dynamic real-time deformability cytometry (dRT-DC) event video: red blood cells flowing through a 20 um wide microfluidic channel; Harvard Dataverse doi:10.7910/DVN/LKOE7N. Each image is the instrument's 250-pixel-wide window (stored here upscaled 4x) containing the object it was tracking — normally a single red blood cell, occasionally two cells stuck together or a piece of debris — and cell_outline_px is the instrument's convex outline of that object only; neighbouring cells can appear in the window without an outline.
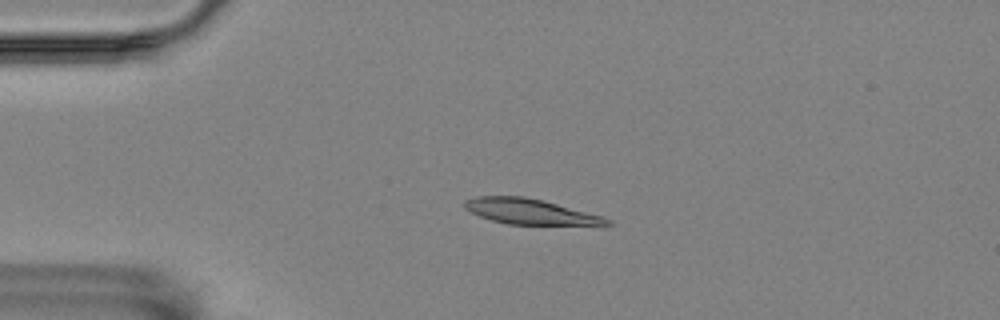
{"species": "Egyptian fruit bat (a non-hibernating species)", "species_latin": "Rousettus aegyptiacus", "temperature_condition": "room temperature", "stored_images_in_passage": 57, "camera_frame_rate_fps": 3000, "um_per_image_px": 0.085, "animal": {"sex": "female"}, "frame": {"image": 1, "passage_image": 13, "time_ms": 4.0, "image_size_px": [1000, 320], "cell_outline_px": [[612, 224], [604, 228], [508, 224], [492, 220], [480, 216], [464, 208], [464, 200], [476, 196], [524, 196], [544, 200], [604, 216]], "centroid_in_image_um": [45.26, 18.04], "position_along_channel_um": 39.7, "area_um2": 22.25}}
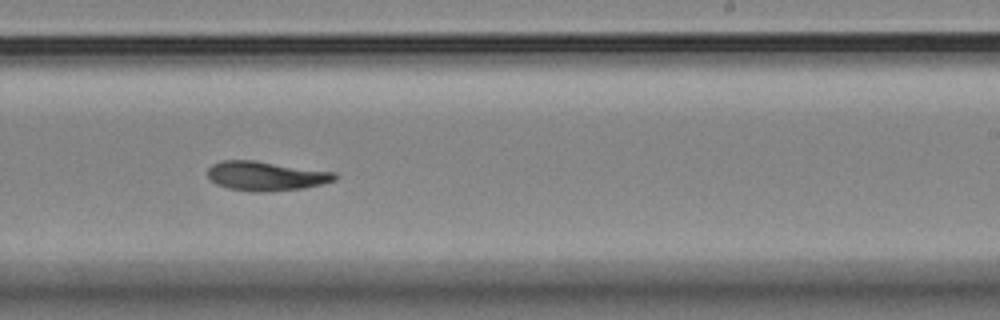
{"frame": {"image": 2, "passage_image": 35, "time_ms": 11.333, "image_size_px": [1000, 320], "cell_outline_px": [[340, 176], [336, 180], [304, 188], [268, 192], [252, 192], [228, 188], [216, 184], [208, 176], [208, 168], [212, 164], [220, 160], [256, 160], [336, 172]], "centroid_in_image_um": [22.63, 14.95], "position_along_channel_um": 266.4, "area_um2": 22.02}}
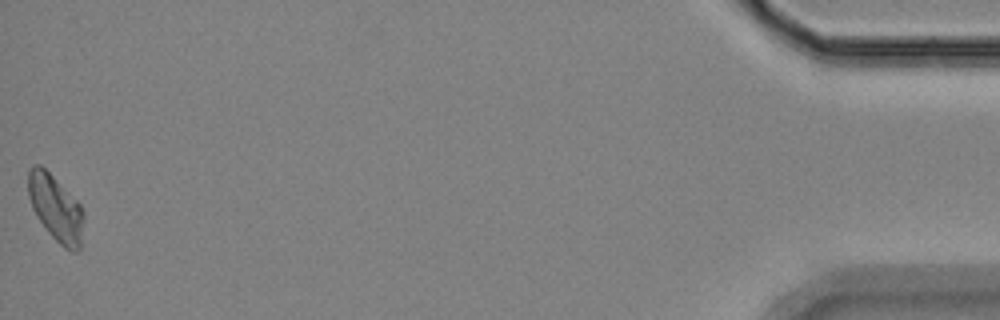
{"frame": {"image": 3, "passage_image": 57, "time_ms": 18.667, "image_size_px": [1000, 320], "cell_outline_px": [[84, 220], [80, 248], [76, 252], [72, 252], [64, 248], [48, 232], [36, 216], [32, 208], [28, 196], [28, 172], [32, 164], [40, 164], [80, 204], [84, 212]], "centroid_in_image_um": [4.73, 17.71], "position_along_channel_um": 430.5, "area_um2": 21.33}}